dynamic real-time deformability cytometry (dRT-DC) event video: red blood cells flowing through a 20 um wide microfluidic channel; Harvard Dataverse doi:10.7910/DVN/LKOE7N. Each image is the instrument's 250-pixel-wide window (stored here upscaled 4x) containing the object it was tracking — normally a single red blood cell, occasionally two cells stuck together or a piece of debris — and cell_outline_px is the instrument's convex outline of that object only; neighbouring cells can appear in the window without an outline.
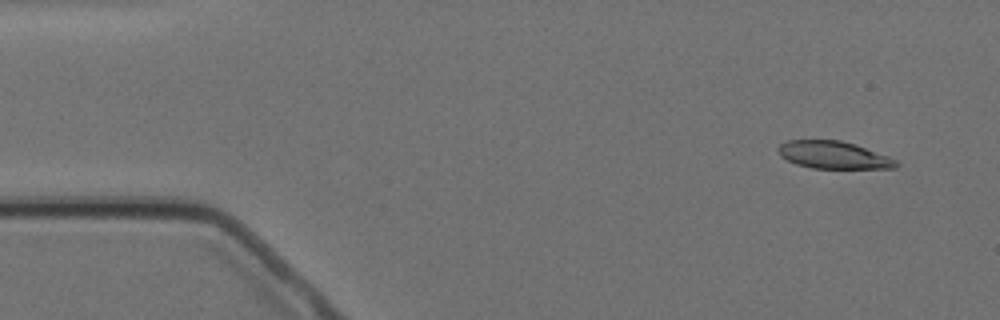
{"species": "Egyptian fruit bat (a non-hibernating species)", "species_latin": "Rousettus aegyptiacus", "temperature_condition": "cold", "stored_images_in_passage": 4, "camera_frame_rate_fps": 3000, "um_per_image_px": 0.085, "animal": {"sex": "female"}, "frame": {"image": 1, "passage_image": 1, "time_ms": 0.0, "image_size_px": [1000, 320], "cell_outline_px": [[900, 164], [896, 168], [812, 168], [796, 164], [780, 156], [776, 148], [780, 144], [788, 140], [840, 140], [856, 144], [888, 156], [896, 160]], "centroid_in_image_um": [70.84, 13.17], "position_along_channel_um": 14.2, "area_um2": 18.9}}
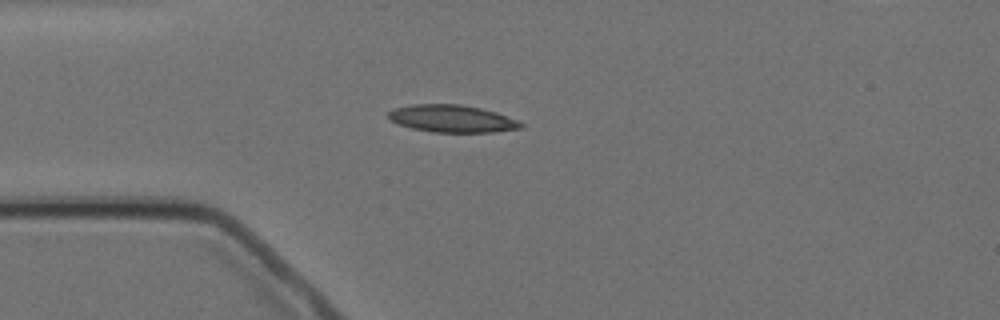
{"frame": {"image": 2, "passage_image": 4, "time_ms": 3.333, "image_size_px": [1000, 320], "cell_outline_px": [[524, 128], [492, 132], [432, 132], [412, 128], [400, 124], [392, 120], [388, 116], [388, 112], [392, 108], [412, 104], [460, 104], [480, 108], [496, 112], [516, 120], [524, 124]], "centroid_in_image_um": [38.42, 10.08], "position_along_channel_um": 46.6, "area_um2": 21.04}}